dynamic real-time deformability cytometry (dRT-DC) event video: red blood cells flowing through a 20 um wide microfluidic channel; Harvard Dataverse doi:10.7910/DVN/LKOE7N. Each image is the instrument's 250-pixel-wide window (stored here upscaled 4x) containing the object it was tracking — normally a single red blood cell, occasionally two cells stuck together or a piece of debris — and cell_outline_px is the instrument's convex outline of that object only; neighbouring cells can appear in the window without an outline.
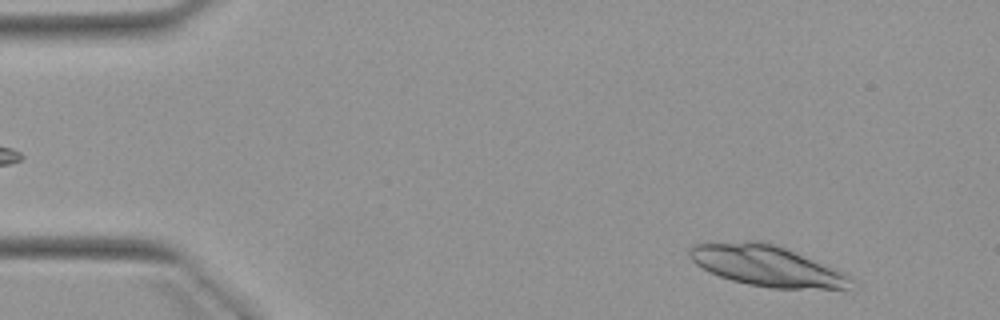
{"species": "Egyptian fruit bat (a non-hibernating species)", "species_latin": "Rousettus aegyptiacus", "temperature_condition": "warm", "stored_images_in_passage": 5, "camera_frame_rate_fps": 3000, "um_per_image_px": 0.085, "animal": {"sex": "female"}, "frame": {"image": 1, "passage_image": 1, "time_ms": 0.0, "image_size_px": [1000, 320], "cell_outline_px": [[860, 284], [848, 288], [772, 288], [748, 284], [732, 280], [708, 272], [696, 264], [688, 256], [688, 248], [692, 244], [744, 240], [764, 240], [828, 264], [852, 276]], "centroid_in_image_um": [65.21, 22.57], "position_along_channel_um": 19.8, "area_um2": 39.02}}